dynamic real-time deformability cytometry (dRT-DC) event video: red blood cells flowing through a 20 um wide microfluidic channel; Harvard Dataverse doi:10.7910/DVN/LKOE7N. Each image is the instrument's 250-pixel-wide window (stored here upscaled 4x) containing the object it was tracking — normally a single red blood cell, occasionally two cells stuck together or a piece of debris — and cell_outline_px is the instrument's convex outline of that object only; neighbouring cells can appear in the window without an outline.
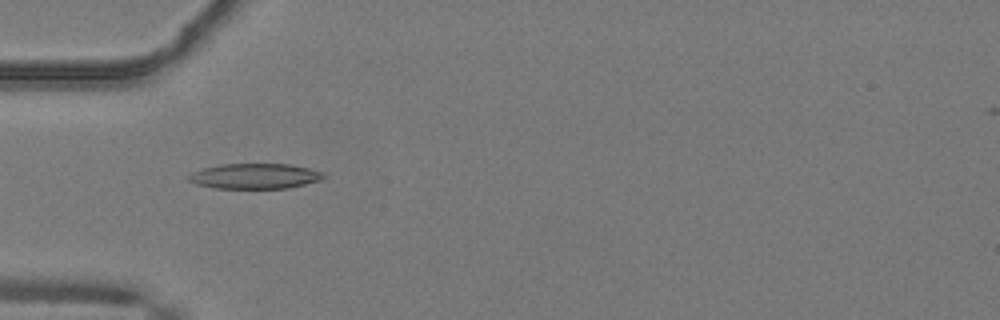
{"species": "common noctule bat (a hibernating species)", "species_latin": "Nyctalus noctula", "temperature_condition": "warm", "stored_images_in_passage": 12, "camera_frame_rate_fps": 3000, "um_per_image_px": 0.085, "animal": {"sex": "male", "body_mass_g": 19.2, "forearm_length_mm": 51.8}, "frame": {"image": 1, "passage_image": 2, "time_ms": 0.333, "image_size_px": [1000, 320], "cell_outline_px": [[324, 176], [320, 180], [288, 188], [212, 188], [196, 184], [188, 180], [188, 176], [192, 172], [204, 168], [220, 164], [292, 164], [324, 172]], "centroid_in_image_um": [21.65, 14.97], "position_along_channel_um": 63.4, "area_um2": 19.83}}
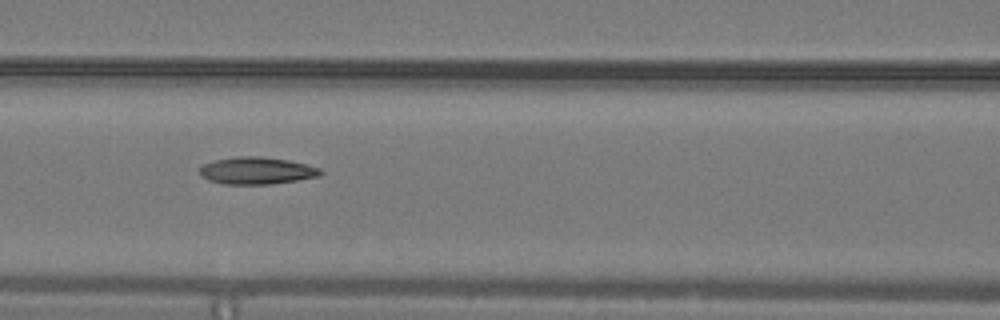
{"frame": {"image": 2, "passage_image": 8, "time_ms": 2.333, "image_size_px": [1000, 320], "cell_outline_px": [[324, 172], [320, 176], [296, 180], [268, 184], [224, 184], [208, 180], [200, 176], [200, 168], [204, 164], [216, 160], [240, 156], [260, 156], [288, 160], [320, 168]], "centroid_in_image_um": [21.82, 14.51], "position_along_channel_um": 144.8, "area_um2": 18.96}}
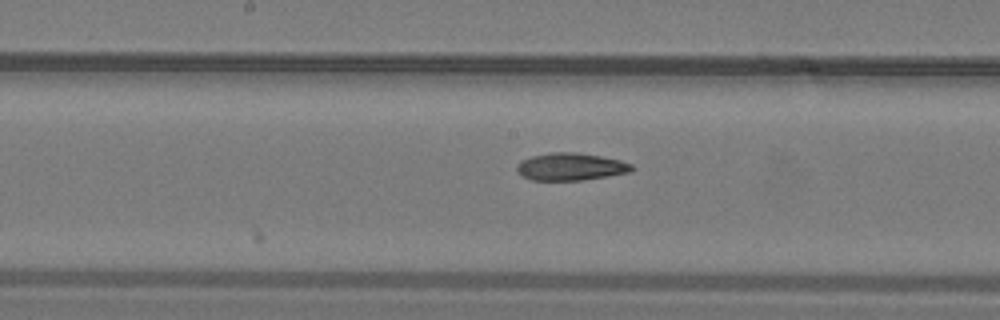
{"frame": {"image": 3, "passage_image": 12, "time_ms": 3.667, "image_size_px": [1000, 320], "cell_outline_px": [[636, 168], [632, 172], [580, 180], [532, 180], [524, 176], [516, 168], [516, 164], [520, 160], [532, 156], [552, 152], [576, 152], [600, 156], [620, 160], [632, 164]], "centroid_in_image_um": [48.53, 14.16], "position_along_channel_um": 199.7, "area_um2": 18.32}}